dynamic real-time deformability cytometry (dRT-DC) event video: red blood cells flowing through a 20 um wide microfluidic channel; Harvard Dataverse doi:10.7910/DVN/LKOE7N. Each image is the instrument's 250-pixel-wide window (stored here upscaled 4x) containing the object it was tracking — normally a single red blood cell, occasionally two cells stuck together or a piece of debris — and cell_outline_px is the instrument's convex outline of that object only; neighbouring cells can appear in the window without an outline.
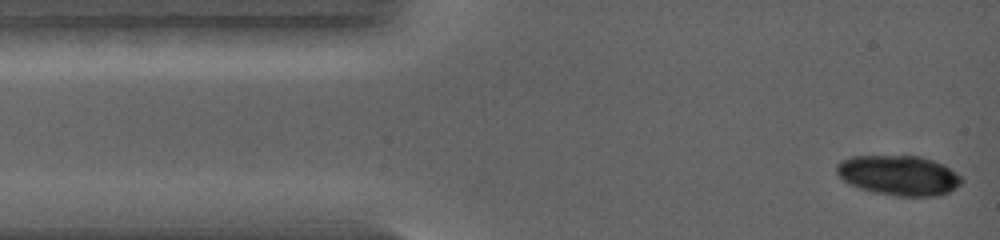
{"species": "common noctule bat (a hibernating species)", "species_latin": "Nyctalus noctula", "temperature_condition": "warm", "stored_images_in_passage": 9, "camera_frame_rate_fps": 5000, "um_per_image_px": 0.085, "animal": {"sex": "female", "body_mass_g": 19.0, "forearm_length_mm": 56.7}, "frame": {"image": 1, "passage_image": 1, "time_ms": 0.0, "image_size_px": [1000, 240], "cell_outline_px": [[964, 180], [960, 184], [948, 192], [936, 196], [896, 196], [872, 192], [848, 184], [836, 172], [836, 164], [840, 160], [852, 156], [920, 156], [944, 164], [956, 172]], "centroid_in_image_um": [76.38, 14.9], "position_along_channel_um": 8.6, "area_um2": 29.19}}